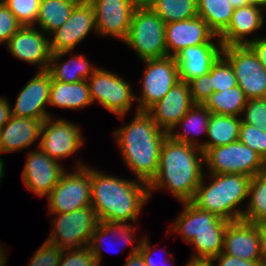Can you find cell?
<instances>
[{
    "mask_svg": "<svg viewBox=\"0 0 266 266\" xmlns=\"http://www.w3.org/2000/svg\"><path fill=\"white\" fill-rule=\"evenodd\" d=\"M203 165L201 148L167 136L161 146L157 174L148 184L149 198L153 191L167 189L181 203L190 202L203 177Z\"/></svg>",
    "mask_w": 266,
    "mask_h": 266,
    "instance_id": "6da1fadb",
    "label": "cell"
},
{
    "mask_svg": "<svg viewBox=\"0 0 266 266\" xmlns=\"http://www.w3.org/2000/svg\"><path fill=\"white\" fill-rule=\"evenodd\" d=\"M148 184L106 175L91 168V206L99 222H137L139 214L149 200Z\"/></svg>",
    "mask_w": 266,
    "mask_h": 266,
    "instance_id": "7a4b0ae2",
    "label": "cell"
},
{
    "mask_svg": "<svg viewBox=\"0 0 266 266\" xmlns=\"http://www.w3.org/2000/svg\"><path fill=\"white\" fill-rule=\"evenodd\" d=\"M114 136L123 163L138 180L149 184L157 174L161 146L168 133L146 111L136 110L131 123L117 128Z\"/></svg>",
    "mask_w": 266,
    "mask_h": 266,
    "instance_id": "3957f363",
    "label": "cell"
},
{
    "mask_svg": "<svg viewBox=\"0 0 266 266\" xmlns=\"http://www.w3.org/2000/svg\"><path fill=\"white\" fill-rule=\"evenodd\" d=\"M210 175V176H209ZM211 182L204 184L206 173L190 201L197 208L209 211L227 221L242 219L245 208L238 206L248 198L251 177L242 174H209Z\"/></svg>",
    "mask_w": 266,
    "mask_h": 266,
    "instance_id": "277c9868",
    "label": "cell"
},
{
    "mask_svg": "<svg viewBox=\"0 0 266 266\" xmlns=\"http://www.w3.org/2000/svg\"><path fill=\"white\" fill-rule=\"evenodd\" d=\"M166 23L150 7H136L124 43L140 60L168 57L165 39Z\"/></svg>",
    "mask_w": 266,
    "mask_h": 266,
    "instance_id": "5b68a950",
    "label": "cell"
},
{
    "mask_svg": "<svg viewBox=\"0 0 266 266\" xmlns=\"http://www.w3.org/2000/svg\"><path fill=\"white\" fill-rule=\"evenodd\" d=\"M53 216V229L46 241L59 246L63 251L77 250L89 245L99 223L92 206Z\"/></svg>",
    "mask_w": 266,
    "mask_h": 266,
    "instance_id": "8992f818",
    "label": "cell"
},
{
    "mask_svg": "<svg viewBox=\"0 0 266 266\" xmlns=\"http://www.w3.org/2000/svg\"><path fill=\"white\" fill-rule=\"evenodd\" d=\"M209 174H242L251 178L266 169V162L249 146L237 140L224 146L209 148L204 153Z\"/></svg>",
    "mask_w": 266,
    "mask_h": 266,
    "instance_id": "52a82bcc",
    "label": "cell"
},
{
    "mask_svg": "<svg viewBox=\"0 0 266 266\" xmlns=\"http://www.w3.org/2000/svg\"><path fill=\"white\" fill-rule=\"evenodd\" d=\"M74 172L62 175L47 196L50 214H62L91 206V168L78 162Z\"/></svg>",
    "mask_w": 266,
    "mask_h": 266,
    "instance_id": "ba28073f",
    "label": "cell"
},
{
    "mask_svg": "<svg viewBox=\"0 0 266 266\" xmlns=\"http://www.w3.org/2000/svg\"><path fill=\"white\" fill-rule=\"evenodd\" d=\"M87 82L92 101L99 102L123 121L135 100L131 85L118 74L100 67L87 79Z\"/></svg>",
    "mask_w": 266,
    "mask_h": 266,
    "instance_id": "9c48e42d",
    "label": "cell"
},
{
    "mask_svg": "<svg viewBox=\"0 0 266 266\" xmlns=\"http://www.w3.org/2000/svg\"><path fill=\"white\" fill-rule=\"evenodd\" d=\"M222 56L232 66L247 99L266 97V69L248 45L224 46Z\"/></svg>",
    "mask_w": 266,
    "mask_h": 266,
    "instance_id": "30bf717a",
    "label": "cell"
},
{
    "mask_svg": "<svg viewBox=\"0 0 266 266\" xmlns=\"http://www.w3.org/2000/svg\"><path fill=\"white\" fill-rule=\"evenodd\" d=\"M145 71L140 81L142 84L141 96L135 95L138 102V111H147L160 101L168 91L178 82V68L174 57L143 60Z\"/></svg>",
    "mask_w": 266,
    "mask_h": 266,
    "instance_id": "8fae6325",
    "label": "cell"
},
{
    "mask_svg": "<svg viewBox=\"0 0 266 266\" xmlns=\"http://www.w3.org/2000/svg\"><path fill=\"white\" fill-rule=\"evenodd\" d=\"M52 119L48 117L43 121L37 147L60 162L76 153L84 145V139L78 125L66 119Z\"/></svg>",
    "mask_w": 266,
    "mask_h": 266,
    "instance_id": "7c38bea8",
    "label": "cell"
},
{
    "mask_svg": "<svg viewBox=\"0 0 266 266\" xmlns=\"http://www.w3.org/2000/svg\"><path fill=\"white\" fill-rule=\"evenodd\" d=\"M91 30L97 33L93 6L88 0H80L68 20L50 34L53 35L49 38L51 53L71 52Z\"/></svg>",
    "mask_w": 266,
    "mask_h": 266,
    "instance_id": "4fadbf2b",
    "label": "cell"
},
{
    "mask_svg": "<svg viewBox=\"0 0 266 266\" xmlns=\"http://www.w3.org/2000/svg\"><path fill=\"white\" fill-rule=\"evenodd\" d=\"M27 155L22 180L28 190L40 197L48 196L67 169L39 147Z\"/></svg>",
    "mask_w": 266,
    "mask_h": 266,
    "instance_id": "5bb4252c",
    "label": "cell"
},
{
    "mask_svg": "<svg viewBox=\"0 0 266 266\" xmlns=\"http://www.w3.org/2000/svg\"><path fill=\"white\" fill-rule=\"evenodd\" d=\"M95 12L97 34L124 41L136 6L130 0H88Z\"/></svg>",
    "mask_w": 266,
    "mask_h": 266,
    "instance_id": "9a60e30c",
    "label": "cell"
},
{
    "mask_svg": "<svg viewBox=\"0 0 266 266\" xmlns=\"http://www.w3.org/2000/svg\"><path fill=\"white\" fill-rule=\"evenodd\" d=\"M44 34L36 26H22L6 43L7 49L19 60L38 65L39 71H47L52 53Z\"/></svg>",
    "mask_w": 266,
    "mask_h": 266,
    "instance_id": "2e32d148",
    "label": "cell"
},
{
    "mask_svg": "<svg viewBox=\"0 0 266 266\" xmlns=\"http://www.w3.org/2000/svg\"><path fill=\"white\" fill-rule=\"evenodd\" d=\"M194 105L189 84L178 81L160 101L146 112L161 130L169 134L178 128V122Z\"/></svg>",
    "mask_w": 266,
    "mask_h": 266,
    "instance_id": "e0dca14e",
    "label": "cell"
},
{
    "mask_svg": "<svg viewBox=\"0 0 266 266\" xmlns=\"http://www.w3.org/2000/svg\"><path fill=\"white\" fill-rule=\"evenodd\" d=\"M52 77L48 71H39L28 81L18 94L12 115L31 119L52 117L47 111Z\"/></svg>",
    "mask_w": 266,
    "mask_h": 266,
    "instance_id": "ac0fdd59",
    "label": "cell"
},
{
    "mask_svg": "<svg viewBox=\"0 0 266 266\" xmlns=\"http://www.w3.org/2000/svg\"><path fill=\"white\" fill-rule=\"evenodd\" d=\"M165 39L168 56L174 57L182 49L189 46L220 41L219 37L209 28L208 24L199 16L166 23Z\"/></svg>",
    "mask_w": 266,
    "mask_h": 266,
    "instance_id": "d6986e66",
    "label": "cell"
},
{
    "mask_svg": "<svg viewBox=\"0 0 266 266\" xmlns=\"http://www.w3.org/2000/svg\"><path fill=\"white\" fill-rule=\"evenodd\" d=\"M223 48L222 42L218 41V44L204 43L182 49L174 56L179 80L188 83L194 78L208 74L222 56Z\"/></svg>",
    "mask_w": 266,
    "mask_h": 266,
    "instance_id": "ffe728a7",
    "label": "cell"
},
{
    "mask_svg": "<svg viewBox=\"0 0 266 266\" xmlns=\"http://www.w3.org/2000/svg\"><path fill=\"white\" fill-rule=\"evenodd\" d=\"M184 210L178 215L169 233H179L190 243L198 234L225 233L228 222L218 215L197 208L191 202H182Z\"/></svg>",
    "mask_w": 266,
    "mask_h": 266,
    "instance_id": "44dd1931",
    "label": "cell"
},
{
    "mask_svg": "<svg viewBox=\"0 0 266 266\" xmlns=\"http://www.w3.org/2000/svg\"><path fill=\"white\" fill-rule=\"evenodd\" d=\"M222 252L246 261L262 260L258 226L242 219L229 221Z\"/></svg>",
    "mask_w": 266,
    "mask_h": 266,
    "instance_id": "7402d4cb",
    "label": "cell"
},
{
    "mask_svg": "<svg viewBox=\"0 0 266 266\" xmlns=\"http://www.w3.org/2000/svg\"><path fill=\"white\" fill-rule=\"evenodd\" d=\"M264 10L255 5L234 9L228 27L218 36L222 45H247L250 39L246 36L260 30L264 24Z\"/></svg>",
    "mask_w": 266,
    "mask_h": 266,
    "instance_id": "603a6c76",
    "label": "cell"
},
{
    "mask_svg": "<svg viewBox=\"0 0 266 266\" xmlns=\"http://www.w3.org/2000/svg\"><path fill=\"white\" fill-rule=\"evenodd\" d=\"M45 119H31L11 116L0 129L1 147L3 153L18 151L30 147L40 138L41 127Z\"/></svg>",
    "mask_w": 266,
    "mask_h": 266,
    "instance_id": "cb8c5ba5",
    "label": "cell"
},
{
    "mask_svg": "<svg viewBox=\"0 0 266 266\" xmlns=\"http://www.w3.org/2000/svg\"><path fill=\"white\" fill-rule=\"evenodd\" d=\"M69 51L51 54L48 72L52 81L76 83L87 80L99 67L91 65L82 54H74L69 60L60 62Z\"/></svg>",
    "mask_w": 266,
    "mask_h": 266,
    "instance_id": "d4e9b609",
    "label": "cell"
},
{
    "mask_svg": "<svg viewBox=\"0 0 266 266\" xmlns=\"http://www.w3.org/2000/svg\"><path fill=\"white\" fill-rule=\"evenodd\" d=\"M87 80L76 83L52 81L49 106L63 109H80L92 105Z\"/></svg>",
    "mask_w": 266,
    "mask_h": 266,
    "instance_id": "484cf974",
    "label": "cell"
},
{
    "mask_svg": "<svg viewBox=\"0 0 266 266\" xmlns=\"http://www.w3.org/2000/svg\"><path fill=\"white\" fill-rule=\"evenodd\" d=\"M241 117L218 115L211 113L207 136L210 140L199 143V148L205 153L209 148L224 146L239 138Z\"/></svg>",
    "mask_w": 266,
    "mask_h": 266,
    "instance_id": "4316f807",
    "label": "cell"
},
{
    "mask_svg": "<svg viewBox=\"0 0 266 266\" xmlns=\"http://www.w3.org/2000/svg\"><path fill=\"white\" fill-rule=\"evenodd\" d=\"M210 115L211 112L204 105L195 104L177 124L178 127H184V132L177 133L172 130L168 136L176 142L199 147V143L196 142V138L194 139L193 136H198L203 132L207 135Z\"/></svg>",
    "mask_w": 266,
    "mask_h": 266,
    "instance_id": "83f0119b",
    "label": "cell"
},
{
    "mask_svg": "<svg viewBox=\"0 0 266 266\" xmlns=\"http://www.w3.org/2000/svg\"><path fill=\"white\" fill-rule=\"evenodd\" d=\"M80 0H41L37 21L45 34L60 28L69 18L72 10Z\"/></svg>",
    "mask_w": 266,
    "mask_h": 266,
    "instance_id": "f1b7e54d",
    "label": "cell"
},
{
    "mask_svg": "<svg viewBox=\"0 0 266 266\" xmlns=\"http://www.w3.org/2000/svg\"><path fill=\"white\" fill-rule=\"evenodd\" d=\"M135 226L130 225L129 223H105L99 222L95 231L92 234V238L89 244V247L96 258V261L99 266H101L102 258V247L105 240L109 239V236L115 239H122L123 244L126 247L131 244H135ZM134 234V235H133ZM134 236V237H133ZM120 237V238H119ZM108 241V240H107ZM116 241V240H115ZM118 241V240H117ZM125 241V242H124ZM115 245V244H114Z\"/></svg>",
    "mask_w": 266,
    "mask_h": 266,
    "instance_id": "f546056e",
    "label": "cell"
},
{
    "mask_svg": "<svg viewBox=\"0 0 266 266\" xmlns=\"http://www.w3.org/2000/svg\"><path fill=\"white\" fill-rule=\"evenodd\" d=\"M244 91L235 86L220 92H213L204 106L213 114L241 116L247 103Z\"/></svg>",
    "mask_w": 266,
    "mask_h": 266,
    "instance_id": "4dcf8cb0",
    "label": "cell"
},
{
    "mask_svg": "<svg viewBox=\"0 0 266 266\" xmlns=\"http://www.w3.org/2000/svg\"><path fill=\"white\" fill-rule=\"evenodd\" d=\"M230 0H200L197 13L219 36L229 25L234 11Z\"/></svg>",
    "mask_w": 266,
    "mask_h": 266,
    "instance_id": "1f68e13d",
    "label": "cell"
},
{
    "mask_svg": "<svg viewBox=\"0 0 266 266\" xmlns=\"http://www.w3.org/2000/svg\"><path fill=\"white\" fill-rule=\"evenodd\" d=\"M248 204L244 210L242 220L259 224L266 221V169L252 177Z\"/></svg>",
    "mask_w": 266,
    "mask_h": 266,
    "instance_id": "d6a6232c",
    "label": "cell"
},
{
    "mask_svg": "<svg viewBox=\"0 0 266 266\" xmlns=\"http://www.w3.org/2000/svg\"><path fill=\"white\" fill-rule=\"evenodd\" d=\"M149 7L165 23L198 16L197 4L193 0H155Z\"/></svg>",
    "mask_w": 266,
    "mask_h": 266,
    "instance_id": "836d02e7",
    "label": "cell"
},
{
    "mask_svg": "<svg viewBox=\"0 0 266 266\" xmlns=\"http://www.w3.org/2000/svg\"><path fill=\"white\" fill-rule=\"evenodd\" d=\"M225 233L198 234L190 242L195 249L194 259H213L223 251Z\"/></svg>",
    "mask_w": 266,
    "mask_h": 266,
    "instance_id": "e575fe53",
    "label": "cell"
},
{
    "mask_svg": "<svg viewBox=\"0 0 266 266\" xmlns=\"http://www.w3.org/2000/svg\"><path fill=\"white\" fill-rule=\"evenodd\" d=\"M41 0H3L22 26H35Z\"/></svg>",
    "mask_w": 266,
    "mask_h": 266,
    "instance_id": "d590c367",
    "label": "cell"
},
{
    "mask_svg": "<svg viewBox=\"0 0 266 266\" xmlns=\"http://www.w3.org/2000/svg\"><path fill=\"white\" fill-rule=\"evenodd\" d=\"M211 86L214 92L238 86L232 66L223 56L211 68Z\"/></svg>",
    "mask_w": 266,
    "mask_h": 266,
    "instance_id": "8d00e7d4",
    "label": "cell"
},
{
    "mask_svg": "<svg viewBox=\"0 0 266 266\" xmlns=\"http://www.w3.org/2000/svg\"><path fill=\"white\" fill-rule=\"evenodd\" d=\"M238 140L256 151L266 162V132L241 122Z\"/></svg>",
    "mask_w": 266,
    "mask_h": 266,
    "instance_id": "74e56055",
    "label": "cell"
},
{
    "mask_svg": "<svg viewBox=\"0 0 266 266\" xmlns=\"http://www.w3.org/2000/svg\"><path fill=\"white\" fill-rule=\"evenodd\" d=\"M241 118L246 123L266 132V97L248 99Z\"/></svg>",
    "mask_w": 266,
    "mask_h": 266,
    "instance_id": "f35d334b",
    "label": "cell"
},
{
    "mask_svg": "<svg viewBox=\"0 0 266 266\" xmlns=\"http://www.w3.org/2000/svg\"><path fill=\"white\" fill-rule=\"evenodd\" d=\"M63 250L45 241L34 253L28 266H58Z\"/></svg>",
    "mask_w": 266,
    "mask_h": 266,
    "instance_id": "ab89813d",
    "label": "cell"
},
{
    "mask_svg": "<svg viewBox=\"0 0 266 266\" xmlns=\"http://www.w3.org/2000/svg\"><path fill=\"white\" fill-rule=\"evenodd\" d=\"M58 266H99L89 245L71 251H63Z\"/></svg>",
    "mask_w": 266,
    "mask_h": 266,
    "instance_id": "60d3db41",
    "label": "cell"
},
{
    "mask_svg": "<svg viewBox=\"0 0 266 266\" xmlns=\"http://www.w3.org/2000/svg\"><path fill=\"white\" fill-rule=\"evenodd\" d=\"M188 84L194 104L204 105L214 92L211 86V70L208 74L192 79Z\"/></svg>",
    "mask_w": 266,
    "mask_h": 266,
    "instance_id": "b9f144b4",
    "label": "cell"
},
{
    "mask_svg": "<svg viewBox=\"0 0 266 266\" xmlns=\"http://www.w3.org/2000/svg\"><path fill=\"white\" fill-rule=\"evenodd\" d=\"M21 27L13 13L0 1V43H7Z\"/></svg>",
    "mask_w": 266,
    "mask_h": 266,
    "instance_id": "7bdbcfd3",
    "label": "cell"
},
{
    "mask_svg": "<svg viewBox=\"0 0 266 266\" xmlns=\"http://www.w3.org/2000/svg\"><path fill=\"white\" fill-rule=\"evenodd\" d=\"M217 262V266H266L263 260L246 261L235 256H230L221 252L213 258Z\"/></svg>",
    "mask_w": 266,
    "mask_h": 266,
    "instance_id": "ee69618b",
    "label": "cell"
},
{
    "mask_svg": "<svg viewBox=\"0 0 266 266\" xmlns=\"http://www.w3.org/2000/svg\"><path fill=\"white\" fill-rule=\"evenodd\" d=\"M147 238V236H143L140 241V247H139V252L142 254L146 266H164L166 261H163L162 263H158L153 259V252L151 249L152 247L150 246V240ZM166 265V264H165Z\"/></svg>",
    "mask_w": 266,
    "mask_h": 266,
    "instance_id": "f6af8a7d",
    "label": "cell"
},
{
    "mask_svg": "<svg viewBox=\"0 0 266 266\" xmlns=\"http://www.w3.org/2000/svg\"><path fill=\"white\" fill-rule=\"evenodd\" d=\"M256 54L258 60L266 69V37H258L251 39L247 44Z\"/></svg>",
    "mask_w": 266,
    "mask_h": 266,
    "instance_id": "bcb514c9",
    "label": "cell"
},
{
    "mask_svg": "<svg viewBox=\"0 0 266 266\" xmlns=\"http://www.w3.org/2000/svg\"><path fill=\"white\" fill-rule=\"evenodd\" d=\"M140 241L141 239L135 247L131 248V252H129L130 255L123 266H146L142 254L138 251L140 247Z\"/></svg>",
    "mask_w": 266,
    "mask_h": 266,
    "instance_id": "7dc6e473",
    "label": "cell"
},
{
    "mask_svg": "<svg viewBox=\"0 0 266 266\" xmlns=\"http://www.w3.org/2000/svg\"><path fill=\"white\" fill-rule=\"evenodd\" d=\"M5 96H0V129L9 121L12 116L11 105Z\"/></svg>",
    "mask_w": 266,
    "mask_h": 266,
    "instance_id": "c3c4849f",
    "label": "cell"
},
{
    "mask_svg": "<svg viewBox=\"0 0 266 266\" xmlns=\"http://www.w3.org/2000/svg\"><path fill=\"white\" fill-rule=\"evenodd\" d=\"M256 225L259 231L262 260L266 263V221Z\"/></svg>",
    "mask_w": 266,
    "mask_h": 266,
    "instance_id": "681fc988",
    "label": "cell"
},
{
    "mask_svg": "<svg viewBox=\"0 0 266 266\" xmlns=\"http://www.w3.org/2000/svg\"><path fill=\"white\" fill-rule=\"evenodd\" d=\"M229 3L233 6L234 9L246 5H255L264 8L266 11V0H230Z\"/></svg>",
    "mask_w": 266,
    "mask_h": 266,
    "instance_id": "f907efd6",
    "label": "cell"
},
{
    "mask_svg": "<svg viewBox=\"0 0 266 266\" xmlns=\"http://www.w3.org/2000/svg\"><path fill=\"white\" fill-rule=\"evenodd\" d=\"M186 266H217L215 265L214 259H194L190 258Z\"/></svg>",
    "mask_w": 266,
    "mask_h": 266,
    "instance_id": "816d5d0a",
    "label": "cell"
},
{
    "mask_svg": "<svg viewBox=\"0 0 266 266\" xmlns=\"http://www.w3.org/2000/svg\"><path fill=\"white\" fill-rule=\"evenodd\" d=\"M136 7H149L155 0H130Z\"/></svg>",
    "mask_w": 266,
    "mask_h": 266,
    "instance_id": "f5cc1de1",
    "label": "cell"
},
{
    "mask_svg": "<svg viewBox=\"0 0 266 266\" xmlns=\"http://www.w3.org/2000/svg\"><path fill=\"white\" fill-rule=\"evenodd\" d=\"M5 248L3 247L2 248V246L0 245V266H4L5 265V263H7L6 261H7V255H5L6 253H5Z\"/></svg>",
    "mask_w": 266,
    "mask_h": 266,
    "instance_id": "db71d44e",
    "label": "cell"
},
{
    "mask_svg": "<svg viewBox=\"0 0 266 266\" xmlns=\"http://www.w3.org/2000/svg\"><path fill=\"white\" fill-rule=\"evenodd\" d=\"M4 160L0 157V182H1V179H3L4 177Z\"/></svg>",
    "mask_w": 266,
    "mask_h": 266,
    "instance_id": "11a10c76",
    "label": "cell"
},
{
    "mask_svg": "<svg viewBox=\"0 0 266 266\" xmlns=\"http://www.w3.org/2000/svg\"><path fill=\"white\" fill-rule=\"evenodd\" d=\"M3 154V152H2V147H1V139H0V154Z\"/></svg>",
    "mask_w": 266,
    "mask_h": 266,
    "instance_id": "9f6ffc18",
    "label": "cell"
},
{
    "mask_svg": "<svg viewBox=\"0 0 266 266\" xmlns=\"http://www.w3.org/2000/svg\"><path fill=\"white\" fill-rule=\"evenodd\" d=\"M196 4H198L200 2V0H193Z\"/></svg>",
    "mask_w": 266,
    "mask_h": 266,
    "instance_id": "6f0895ef",
    "label": "cell"
}]
</instances>
